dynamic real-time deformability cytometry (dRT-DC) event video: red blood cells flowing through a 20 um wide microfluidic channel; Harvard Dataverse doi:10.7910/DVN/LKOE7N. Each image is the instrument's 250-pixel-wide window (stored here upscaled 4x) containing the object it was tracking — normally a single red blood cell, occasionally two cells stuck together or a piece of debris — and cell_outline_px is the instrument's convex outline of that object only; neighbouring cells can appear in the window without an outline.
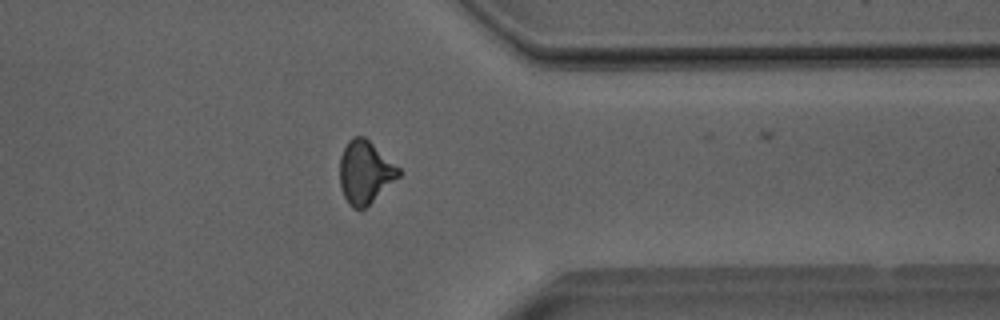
{"species": "Egyptian fruit bat (a non-hibernating species)", "species_latin": "Rousettus aegyptiacus", "temperature_condition": "room temperature", "stored_images_in_passage": 42, "camera_frame_rate_fps": 3000, "um_per_image_px": 0.085, "animal": {"sex": "male"}, "frame": {"image": 1, "passage_image": 41, "time_ms": 13.333, "image_size_px": [1000, 320], "cell_outline_px": [[400, 176], [364, 208], [352, 208], [348, 204], [340, 188], [340, 156], [348, 140], [352, 136], [364, 136], [400, 168]], "centroid_in_image_um": [31.01, 14.62], "position_along_channel_um": 380.4, "area_um2": 21.39}}